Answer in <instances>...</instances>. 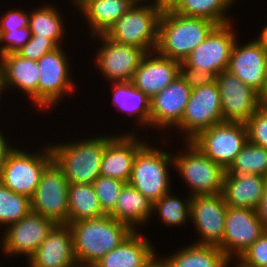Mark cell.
<instances>
[{
  "mask_svg": "<svg viewBox=\"0 0 267 267\" xmlns=\"http://www.w3.org/2000/svg\"><path fill=\"white\" fill-rule=\"evenodd\" d=\"M78 266H93L120 245L134 230L110 215L69 224Z\"/></svg>",
  "mask_w": 267,
  "mask_h": 267,
  "instance_id": "obj_1",
  "label": "cell"
},
{
  "mask_svg": "<svg viewBox=\"0 0 267 267\" xmlns=\"http://www.w3.org/2000/svg\"><path fill=\"white\" fill-rule=\"evenodd\" d=\"M217 26L211 20L182 16L164 7L159 20L155 51L164 57L183 62Z\"/></svg>",
  "mask_w": 267,
  "mask_h": 267,
  "instance_id": "obj_2",
  "label": "cell"
},
{
  "mask_svg": "<svg viewBox=\"0 0 267 267\" xmlns=\"http://www.w3.org/2000/svg\"><path fill=\"white\" fill-rule=\"evenodd\" d=\"M78 140L50 143L52 159L69 184H92L100 176L105 135Z\"/></svg>",
  "mask_w": 267,
  "mask_h": 267,
  "instance_id": "obj_3",
  "label": "cell"
},
{
  "mask_svg": "<svg viewBox=\"0 0 267 267\" xmlns=\"http://www.w3.org/2000/svg\"><path fill=\"white\" fill-rule=\"evenodd\" d=\"M151 2L137 0L105 35L116 43L134 45L146 53L155 51L159 20L164 7L155 1Z\"/></svg>",
  "mask_w": 267,
  "mask_h": 267,
  "instance_id": "obj_4",
  "label": "cell"
},
{
  "mask_svg": "<svg viewBox=\"0 0 267 267\" xmlns=\"http://www.w3.org/2000/svg\"><path fill=\"white\" fill-rule=\"evenodd\" d=\"M146 143L136 154L129 180L152 204L171 191L173 155Z\"/></svg>",
  "mask_w": 267,
  "mask_h": 267,
  "instance_id": "obj_5",
  "label": "cell"
},
{
  "mask_svg": "<svg viewBox=\"0 0 267 267\" xmlns=\"http://www.w3.org/2000/svg\"><path fill=\"white\" fill-rule=\"evenodd\" d=\"M185 146L173 155V168L190 189L188 195L221 194L226 170L205 156L191 141H186Z\"/></svg>",
  "mask_w": 267,
  "mask_h": 267,
  "instance_id": "obj_6",
  "label": "cell"
},
{
  "mask_svg": "<svg viewBox=\"0 0 267 267\" xmlns=\"http://www.w3.org/2000/svg\"><path fill=\"white\" fill-rule=\"evenodd\" d=\"M38 152L14 148L0 168V182L11 191L31 198L45 169L53 162L49 144Z\"/></svg>",
  "mask_w": 267,
  "mask_h": 267,
  "instance_id": "obj_7",
  "label": "cell"
},
{
  "mask_svg": "<svg viewBox=\"0 0 267 267\" xmlns=\"http://www.w3.org/2000/svg\"><path fill=\"white\" fill-rule=\"evenodd\" d=\"M69 56L62 46L43 55L38 61L40 79L38 84V109L47 110L56 106L65 95H72L77 89L71 80L72 68ZM58 101V102H57Z\"/></svg>",
  "mask_w": 267,
  "mask_h": 267,
  "instance_id": "obj_8",
  "label": "cell"
},
{
  "mask_svg": "<svg viewBox=\"0 0 267 267\" xmlns=\"http://www.w3.org/2000/svg\"><path fill=\"white\" fill-rule=\"evenodd\" d=\"M191 142L227 170L248 142L247 127L244 122L222 121L201 131Z\"/></svg>",
  "mask_w": 267,
  "mask_h": 267,
  "instance_id": "obj_9",
  "label": "cell"
},
{
  "mask_svg": "<svg viewBox=\"0 0 267 267\" xmlns=\"http://www.w3.org/2000/svg\"><path fill=\"white\" fill-rule=\"evenodd\" d=\"M223 121L217 82L193 88L181 121L175 126L183 141H191L201 131ZM182 133V134H181ZM185 139V140H184Z\"/></svg>",
  "mask_w": 267,
  "mask_h": 267,
  "instance_id": "obj_10",
  "label": "cell"
},
{
  "mask_svg": "<svg viewBox=\"0 0 267 267\" xmlns=\"http://www.w3.org/2000/svg\"><path fill=\"white\" fill-rule=\"evenodd\" d=\"M68 184L62 171L52 162L30 198L31 211L56 224H68Z\"/></svg>",
  "mask_w": 267,
  "mask_h": 267,
  "instance_id": "obj_11",
  "label": "cell"
},
{
  "mask_svg": "<svg viewBox=\"0 0 267 267\" xmlns=\"http://www.w3.org/2000/svg\"><path fill=\"white\" fill-rule=\"evenodd\" d=\"M93 38L102 41L93 60L103 77L109 82L132 81L146 52L134 45L116 43L105 34L92 36L91 39Z\"/></svg>",
  "mask_w": 267,
  "mask_h": 267,
  "instance_id": "obj_12",
  "label": "cell"
},
{
  "mask_svg": "<svg viewBox=\"0 0 267 267\" xmlns=\"http://www.w3.org/2000/svg\"><path fill=\"white\" fill-rule=\"evenodd\" d=\"M265 231L266 228L259 219L257 210L228 206L225 216V231L218 247L233 263Z\"/></svg>",
  "mask_w": 267,
  "mask_h": 267,
  "instance_id": "obj_13",
  "label": "cell"
},
{
  "mask_svg": "<svg viewBox=\"0 0 267 267\" xmlns=\"http://www.w3.org/2000/svg\"><path fill=\"white\" fill-rule=\"evenodd\" d=\"M236 40V31H234L231 23L218 25L184 59L183 63L190 68L205 70L218 75L227 70Z\"/></svg>",
  "mask_w": 267,
  "mask_h": 267,
  "instance_id": "obj_14",
  "label": "cell"
},
{
  "mask_svg": "<svg viewBox=\"0 0 267 267\" xmlns=\"http://www.w3.org/2000/svg\"><path fill=\"white\" fill-rule=\"evenodd\" d=\"M56 223L49 218L30 211L21 220L5 228L0 250L7 256L34 254Z\"/></svg>",
  "mask_w": 267,
  "mask_h": 267,
  "instance_id": "obj_15",
  "label": "cell"
},
{
  "mask_svg": "<svg viewBox=\"0 0 267 267\" xmlns=\"http://www.w3.org/2000/svg\"><path fill=\"white\" fill-rule=\"evenodd\" d=\"M227 207L222 194L191 197L189 221L200 238L193 244L218 246L222 242Z\"/></svg>",
  "mask_w": 267,
  "mask_h": 267,
  "instance_id": "obj_16",
  "label": "cell"
},
{
  "mask_svg": "<svg viewBox=\"0 0 267 267\" xmlns=\"http://www.w3.org/2000/svg\"><path fill=\"white\" fill-rule=\"evenodd\" d=\"M223 121L246 123L261 107L258 92L227 70L216 77Z\"/></svg>",
  "mask_w": 267,
  "mask_h": 267,
  "instance_id": "obj_17",
  "label": "cell"
},
{
  "mask_svg": "<svg viewBox=\"0 0 267 267\" xmlns=\"http://www.w3.org/2000/svg\"><path fill=\"white\" fill-rule=\"evenodd\" d=\"M133 133L105 135V150L101 161L100 175L129 182L134 158L146 144V140L137 138V133Z\"/></svg>",
  "mask_w": 267,
  "mask_h": 267,
  "instance_id": "obj_18",
  "label": "cell"
},
{
  "mask_svg": "<svg viewBox=\"0 0 267 267\" xmlns=\"http://www.w3.org/2000/svg\"><path fill=\"white\" fill-rule=\"evenodd\" d=\"M191 91L190 86L179 75L154 95L150 99V127L160 131L175 128L183 117Z\"/></svg>",
  "mask_w": 267,
  "mask_h": 267,
  "instance_id": "obj_19",
  "label": "cell"
},
{
  "mask_svg": "<svg viewBox=\"0 0 267 267\" xmlns=\"http://www.w3.org/2000/svg\"><path fill=\"white\" fill-rule=\"evenodd\" d=\"M234 43L227 71L239 77L246 85L260 92L267 72V53L263 42L257 37L241 45Z\"/></svg>",
  "mask_w": 267,
  "mask_h": 267,
  "instance_id": "obj_20",
  "label": "cell"
},
{
  "mask_svg": "<svg viewBox=\"0 0 267 267\" xmlns=\"http://www.w3.org/2000/svg\"><path fill=\"white\" fill-rule=\"evenodd\" d=\"M27 262L28 267H79L69 224H56Z\"/></svg>",
  "mask_w": 267,
  "mask_h": 267,
  "instance_id": "obj_21",
  "label": "cell"
},
{
  "mask_svg": "<svg viewBox=\"0 0 267 267\" xmlns=\"http://www.w3.org/2000/svg\"><path fill=\"white\" fill-rule=\"evenodd\" d=\"M180 74V62L158 54L146 53L137 67L132 83L150 99Z\"/></svg>",
  "mask_w": 267,
  "mask_h": 267,
  "instance_id": "obj_22",
  "label": "cell"
},
{
  "mask_svg": "<svg viewBox=\"0 0 267 267\" xmlns=\"http://www.w3.org/2000/svg\"><path fill=\"white\" fill-rule=\"evenodd\" d=\"M40 71L36 61L25 59L18 54L2 56L0 59V92L17 88L27 94L28 100L38 108V84ZM12 86V87H11Z\"/></svg>",
  "mask_w": 267,
  "mask_h": 267,
  "instance_id": "obj_23",
  "label": "cell"
},
{
  "mask_svg": "<svg viewBox=\"0 0 267 267\" xmlns=\"http://www.w3.org/2000/svg\"><path fill=\"white\" fill-rule=\"evenodd\" d=\"M154 248L151 240L144 237L142 232L134 230L92 267H148L158 257Z\"/></svg>",
  "mask_w": 267,
  "mask_h": 267,
  "instance_id": "obj_24",
  "label": "cell"
},
{
  "mask_svg": "<svg viewBox=\"0 0 267 267\" xmlns=\"http://www.w3.org/2000/svg\"><path fill=\"white\" fill-rule=\"evenodd\" d=\"M137 0H72L91 31L88 35L106 34L113 24L125 14Z\"/></svg>",
  "mask_w": 267,
  "mask_h": 267,
  "instance_id": "obj_25",
  "label": "cell"
},
{
  "mask_svg": "<svg viewBox=\"0 0 267 267\" xmlns=\"http://www.w3.org/2000/svg\"><path fill=\"white\" fill-rule=\"evenodd\" d=\"M267 177L257 174H225L222 195L227 206L257 210Z\"/></svg>",
  "mask_w": 267,
  "mask_h": 267,
  "instance_id": "obj_26",
  "label": "cell"
},
{
  "mask_svg": "<svg viewBox=\"0 0 267 267\" xmlns=\"http://www.w3.org/2000/svg\"><path fill=\"white\" fill-rule=\"evenodd\" d=\"M152 202L131 184L126 183L120 192L115 208L108 214L112 218L128 224L133 230L146 225L152 218Z\"/></svg>",
  "mask_w": 267,
  "mask_h": 267,
  "instance_id": "obj_27",
  "label": "cell"
},
{
  "mask_svg": "<svg viewBox=\"0 0 267 267\" xmlns=\"http://www.w3.org/2000/svg\"><path fill=\"white\" fill-rule=\"evenodd\" d=\"M175 253V254H174ZM160 258L167 267H229L232 262L224 252L214 245L189 244Z\"/></svg>",
  "mask_w": 267,
  "mask_h": 267,
  "instance_id": "obj_28",
  "label": "cell"
},
{
  "mask_svg": "<svg viewBox=\"0 0 267 267\" xmlns=\"http://www.w3.org/2000/svg\"><path fill=\"white\" fill-rule=\"evenodd\" d=\"M112 84V103L121 112L136 116L139 125L150 126V98L137 89L132 81L110 82Z\"/></svg>",
  "mask_w": 267,
  "mask_h": 267,
  "instance_id": "obj_29",
  "label": "cell"
},
{
  "mask_svg": "<svg viewBox=\"0 0 267 267\" xmlns=\"http://www.w3.org/2000/svg\"><path fill=\"white\" fill-rule=\"evenodd\" d=\"M236 1L238 0H174L168 8L182 16L204 18L224 25L232 23L227 14Z\"/></svg>",
  "mask_w": 267,
  "mask_h": 267,
  "instance_id": "obj_30",
  "label": "cell"
},
{
  "mask_svg": "<svg viewBox=\"0 0 267 267\" xmlns=\"http://www.w3.org/2000/svg\"><path fill=\"white\" fill-rule=\"evenodd\" d=\"M68 224L105 216L93 184H68Z\"/></svg>",
  "mask_w": 267,
  "mask_h": 267,
  "instance_id": "obj_31",
  "label": "cell"
},
{
  "mask_svg": "<svg viewBox=\"0 0 267 267\" xmlns=\"http://www.w3.org/2000/svg\"><path fill=\"white\" fill-rule=\"evenodd\" d=\"M32 10L29 22L31 37L50 38L57 46H62L61 42L65 40L63 38L67 29L64 19L61 17L62 13L59 12L56 5H51L49 2V5Z\"/></svg>",
  "mask_w": 267,
  "mask_h": 267,
  "instance_id": "obj_32",
  "label": "cell"
},
{
  "mask_svg": "<svg viewBox=\"0 0 267 267\" xmlns=\"http://www.w3.org/2000/svg\"><path fill=\"white\" fill-rule=\"evenodd\" d=\"M225 174H257L267 177V148L248 141Z\"/></svg>",
  "mask_w": 267,
  "mask_h": 267,
  "instance_id": "obj_33",
  "label": "cell"
},
{
  "mask_svg": "<svg viewBox=\"0 0 267 267\" xmlns=\"http://www.w3.org/2000/svg\"><path fill=\"white\" fill-rule=\"evenodd\" d=\"M187 196L182 200L169 192L153 203L152 212H157L159 221L168 227L185 225L190 219L191 197Z\"/></svg>",
  "mask_w": 267,
  "mask_h": 267,
  "instance_id": "obj_34",
  "label": "cell"
},
{
  "mask_svg": "<svg viewBox=\"0 0 267 267\" xmlns=\"http://www.w3.org/2000/svg\"><path fill=\"white\" fill-rule=\"evenodd\" d=\"M31 211L30 198L11 191L0 182V227H8Z\"/></svg>",
  "mask_w": 267,
  "mask_h": 267,
  "instance_id": "obj_35",
  "label": "cell"
},
{
  "mask_svg": "<svg viewBox=\"0 0 267 267\" xmlns=\"http://www.w3.org/2000/svg\"><path fill=\"white\" fill-rule=\"evenodd\" d=\"M92 184L102 211L108 215L115 208L126 182L100 175Z\"/></svg>",
  "mask_w": 267,
  "mask_h": 267,
  "instance_id": "obj_36",
  "label": "cell"
},
{
  "mask_svg": "<svg viewBox=\"0 0 267 267\" xmlns=\"http://www.w3.org/2000/svg\"><path fill=\"white\" fill-rule=\"evenodd\" d=\"M233 265V267H267V229Z\"/></svg>",
  "mask_w": 267,
  "mask_h": 267,
  "instance_id": "obj_37",
  "label": "cell"
},
{
  "mask_svg": "<svg viewBox=\"0 0 267 267\" xmlns=\"http://www.w3.org/2000/svg\"><path fill=\"white\" fill-rule=\"evenodd\" d=\"M245 124L248 141L267 148V106H261Z\"/></svg>",
  "mask_w": 267,
  "mask_h": 267,
  "instance_id": "obj_38",
  "label": "cell"
},
{
  "mask_svg": "<svg viewBox=\"0 0 267 267\" xmlns=\"http://www.w3.org/2000/svg\"><path fill=\"white\" fill-rule=\"evenodd\" d=\"M0 33L1 57L10 54H18L22 47L31 39L32 35L29 27Z\"/></svg>",
  "mask_w": 267,
  "mask_h": 267,
  "instance_id": "obj_39",
  "label": "cell"
},
{
  "mask_svg": "<svg viewBox=\"0 0 267 267\" xmlns=\"http://www.w3.org/2000/svg\"><path fill=\"white\" fill-rule=\"evenodd\" d=\"M57 47L50 38L31 37L18 52V55L37 62L43 55L53 51Z\"/></svg>",
  "mask_w": 267,
  "mask_h": 267,
  "instance_id": "obj_40",
  "label": "cell"
},
{
  "mask_svg": "<svg viewBox=\"0 0 267 267\" xmlns=\"http://www.w3.org/2000/svg\"><path fill=\"white\" fill-rule=\"evenodd\" d=\"M181 78L190 86L191 89L204 85H211L216 82L217 75L209 71L190 68L180 62Z\"/></svg>",
  "mask_w": 267,
  "mask_h": 267,
  "instance_id": "obj_41",
  "label": "cell"
},
{
  "mask_svg": "<svg viewBox=\"0 0 267 267\" xmlns=\"http://www.w3.org/2000/svg\"><path fill=\"white\" fill-rule=\"evenodd\" d=\"M30 11L21 9L8 10L0 17V32L15 31L18 28L29 27Z\"/></svg>",
  "mask_w": 267,
  "mask_h": 267,
  "instance_id": "obj_42",
  "label": "cell"
},
{
  "mask_svg": "<svg viewBox=\"0 0 267 267\" xmlns=\"http://www.w3.org/2000/svg\"><path fill=\"white\" fill-rule=\"evenodd\" d=\"M5 138V135L0 130V168L6 161L8 154L14 149V147L9 144V139Z\"/></svg>",
  "mask_w": 267,
  "mask_h": 267,
  "instance_id": "obj_43",
  "label": "cell"
},
{
  "mask_svg": "<svg viewBox=\"0 0 267 267\" xmlns=\"http://www.w3.org/2000/svg\"><path fill=\"white\" fill-rule=\"evenodd\" d=\"M257 214L264 227L267 229V182L265 184L264 194L260 205L257 207Z\"/></svg>",
  "mask_w": 267,
  "mask_h": 267,
  "instance_id": "obj_44",
  "label": "cell"
},
{
  "mask_svg": "<svg viewBox=\"0 0 267 267\" xmlns=\"http://www.w3.org/2000/svg\"><path fill=\"white\" fill-rule=\"evenodd\" d=\"M259 102L261 106H267V72L265 76V81L262 89L258 93Z\"/></svg>",
  "mask_w": 267,
  "mask_h": 267,
  "instance_id": "obj_45",
  "label": "cell"
},
{
  "mask_svg": "<svg viewBox=\"0 0 267 267\" xmlns=\"http://www.w3.org/2000/svg\"><path fill=\"white\" fill-rule=\"evenodd\" d=\"M260 35L258 36V38L263 42L264 46H265V50L267 53V25L266 27H263L262 30H260Z\"/></svg>",
  "mask_w": 267,
  "mask_h": 267,
  "instance_id": "obj_46",
  "label": "cell"
},
{
  "mask_svg": "<svg viewBox=\"0 0 267 267\" xmlns=\"http://www.w3.org/2000/svg\"><path fill=\"white\" fill-rule=\"evenodd\" d=\"M148 267H167V265L160 259V256H159Z\"/></svg>",
  "mask_w": 267,
  "mask_h": 267,
  "instance_id": "obj_47",
  "label": "cell"
},
{
  "mask_svg": "<svg viewBox=\"0 0 267 267\" xmlns=\"http://www.w3.org/2000/svg\"><path fill=\"white\" fill-rule=\"evenodd\" d=\"M154 1L163 7H169L174 2V0H154Z\"/></svg>",
  "mask_w": 267,
  "mask_h": 267,
  "instance_id": "obj_48",
  "label": "cell"
},
{
  "mask_svg": "<svg viewBox=\"0 0 267 267\" xmlns=\"http://www.w3.org/2000/svg\"><path fill=\"white\" fill-rule=\"evenodd\" d=\"M0 36H1V33H0ZM0 59H1V45H0Z\"/></svg>",
  "mask_w": 267,
  "mask_h": 267,
  "instance_id": "obj_49",
  "label": "cell"
}]
</instances>
